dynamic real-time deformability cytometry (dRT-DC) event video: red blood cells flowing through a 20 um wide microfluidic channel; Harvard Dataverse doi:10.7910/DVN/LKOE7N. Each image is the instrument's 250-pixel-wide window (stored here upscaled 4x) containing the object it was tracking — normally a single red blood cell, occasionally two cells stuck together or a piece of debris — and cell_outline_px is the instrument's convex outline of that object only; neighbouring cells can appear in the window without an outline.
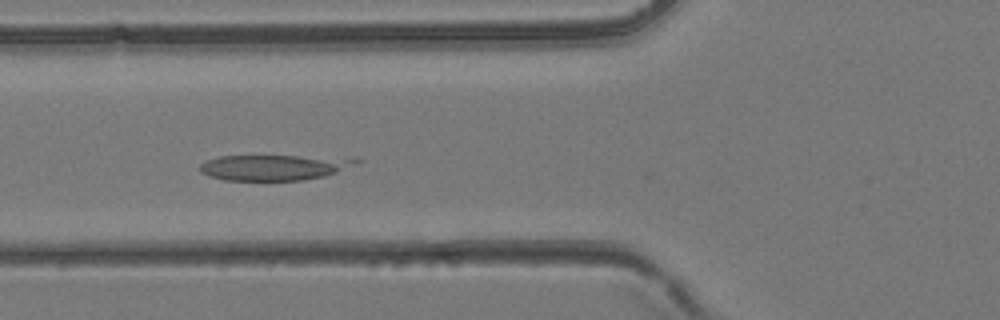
{"species": "common noctule bat (a hibernating species)", "species_latin": "Nyctalus noctula", "temperature_condition": "room temperature", "stored_images_in_passage": 28, "camera_frame_rate_fps": 3000, "um_per_image_px": 0.085, "animal": {"sex": "female", "body_mass_g": 24.6, "forearm_length_mm": 56.2}, "frame": {"image": 1, "passage_image": 6, "time_ms": 1.667, "image_size_px": [1000, 320], "cell_outline_px": [[364, 160], [336, 172], [324, 176], [300, 180], [224, 180], [208, 176], [200, 172], [200, 164], [208, 160], [220, 156], [352, 156]], "centroid_in_image_um": [23.37, 14.21], "position_along_channel_um": 102.4, "area_um2": 23.47}}
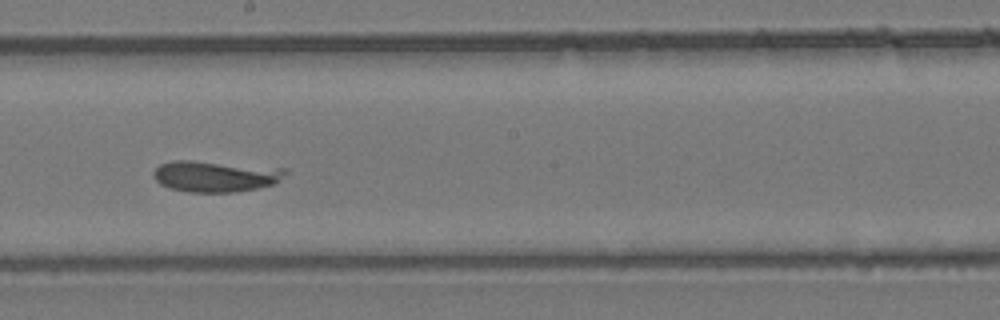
{"frame": {"image": 2, "passage_image": 14, "time_ms": 4.333, "image_size_px": [1000, 320], "cell_outline_px": [[288, 172], [272, 184], [256, 188], [236, 192], [188, 192], [168, 188], [160, 184], [152, 176], [152, 172], [160, 164], [172, 160], [192, 160], [288, 168]], "centroid_in_image_um": [18.27, 14.97], "position_along_channel_um": 229.9, "area_um2": 24.1}}
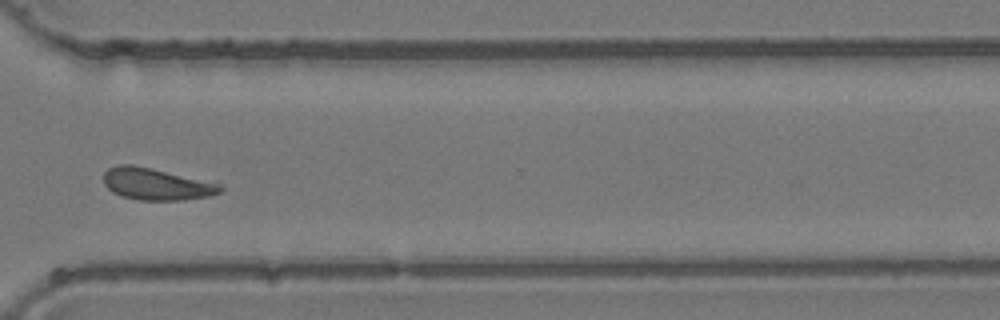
{"frame": {"image": 3, "passage_image": 22, "time_ms": 7.0, "image_size_px": [1000, 320], "cell_outline_px": [[224, 192], [208, 196], [184, 200], [140, 200], [124, 196], [112, 192], [104, 184], [104, 172], [108, 168], [116, 164], [132, 164], [220, 184], [224, 188]], "centroid_in_image_um": [13.27, 15.65], "position_along_channel_um": 357.3, "area_um2": 21.44}}